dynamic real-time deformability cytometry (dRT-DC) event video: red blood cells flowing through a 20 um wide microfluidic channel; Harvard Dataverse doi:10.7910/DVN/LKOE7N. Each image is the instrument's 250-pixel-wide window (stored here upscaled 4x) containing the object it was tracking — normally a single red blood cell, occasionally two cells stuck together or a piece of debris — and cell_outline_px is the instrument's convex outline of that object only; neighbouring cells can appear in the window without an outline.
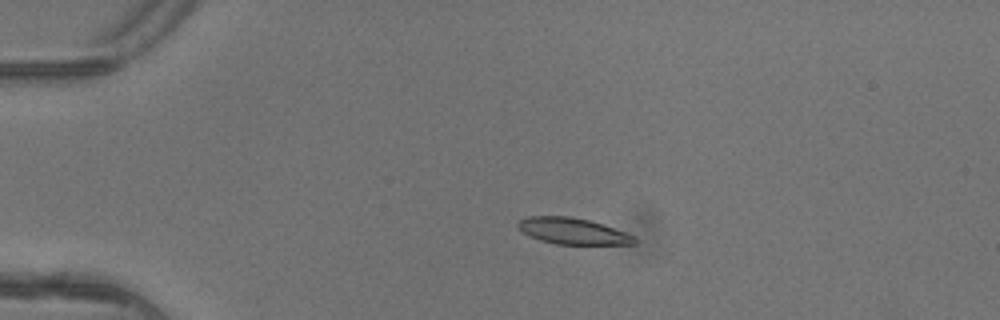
{"species": "common noctule bat (a hibernating species)", "species_latin": "Nyctalus noctula", "temperature_condition": "warm", "stored_images_in_passage": 5, "camera_frame_rate_fps": 3000, "um_per_image_px": 0.085, "animal": {"sex": "female"}, "frame": {"image": 1, "passage_image": 4, "time_ms": 1.0, "image_size_px": [1000, 320], "cell_outline_px": [[636, 244], [556, 244], [540, 240], [516, 228], [516, 224], [520, 220], [528, 216], [568, 216], [588, 220], [636, 236]], "centroid_in_image_um": [48.66, 19.64], "position_along_channel_um": 36.3, "area_um2": 17.57}}